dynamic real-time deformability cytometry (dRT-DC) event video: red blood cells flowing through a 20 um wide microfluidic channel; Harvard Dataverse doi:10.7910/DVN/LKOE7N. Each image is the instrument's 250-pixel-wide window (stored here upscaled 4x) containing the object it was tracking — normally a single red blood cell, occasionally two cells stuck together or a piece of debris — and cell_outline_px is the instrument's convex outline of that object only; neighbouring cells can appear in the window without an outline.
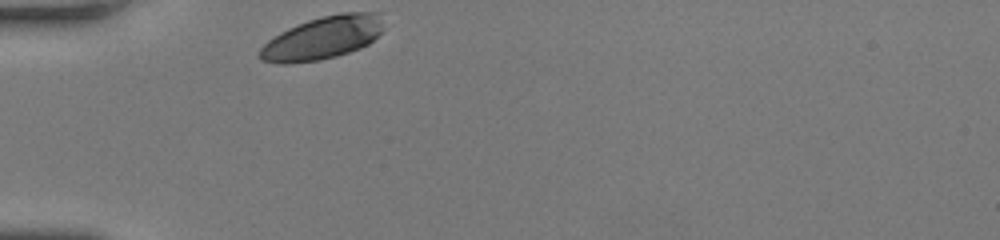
{"species": "human", "species_latin": "Homo sapiens", "temperature_condition": "room temperature", "stored_images_in_passage": 28, "camera_frame_rate_fps": 3000, "um_per_image_px": 0.085, "donor": {"sex": "female"}, "frame": {"image": 1, "passage_image": 1, "time_ms": 0.0, "image_size_px": [1000, 240], "cell_outline_px": [[384, 28], [368, 44], [360, 48], [336, 56], [316, 60], [288, 64], [280, 64], [260, 60], [256, 56], [260, 48], [268, 40], [280, 32], [288, 28], [308, 20], [340, 12], [380, 12]], "centroid_in_image_um": [27.4, 3.22], "position_along_channel_um": 57.6, "area_um2": 30.98}}
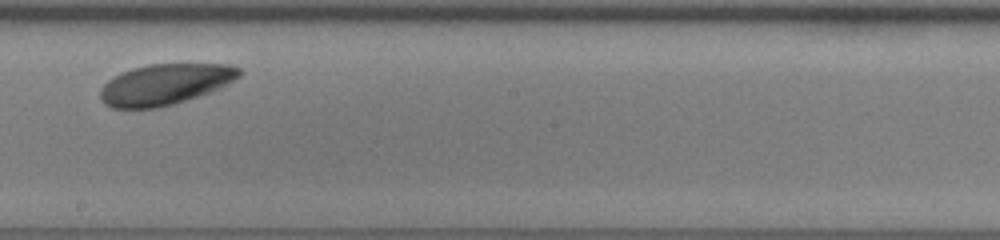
{"frame": {"image": 2, "passage_image": 16, "time_ms": 5.0, "image_size_px": [1000, 240], "cell_outline_px": [[244, 72], [240, 76], [220, 88], [172, 104], [156, 108], [112, 108], [104, 104], [100, 100], [100, 88], [108, 80], [120, 72], [132, 68], [148, 64], [228, 64], [240, 68]], "centroid_in_image_um": [14.0, 7.16], "position_along_channel_um": 234.2, "area_um2": 33.06}}
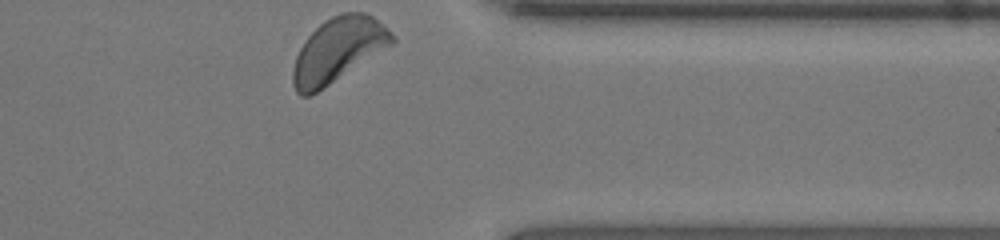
{"frame": {"image": 3, "passage_image": 28, "time_ms": 9.0, "image_size_px": [1000, 240], "cell_outline_px": [[396, 40], [392, 44], [316, 92], [308, 96], [300, 96], [296, 92], [292, 84], [292, 68], [296, 56], [304, 40], [324, 20], [340, 12], [364, 12], [372, 16], [388, 28], [396, 36]], "centroid_in_image_um": [28.71, 4.22], "position_along_channel_um": 382.7, "area_um2": 36.76}}